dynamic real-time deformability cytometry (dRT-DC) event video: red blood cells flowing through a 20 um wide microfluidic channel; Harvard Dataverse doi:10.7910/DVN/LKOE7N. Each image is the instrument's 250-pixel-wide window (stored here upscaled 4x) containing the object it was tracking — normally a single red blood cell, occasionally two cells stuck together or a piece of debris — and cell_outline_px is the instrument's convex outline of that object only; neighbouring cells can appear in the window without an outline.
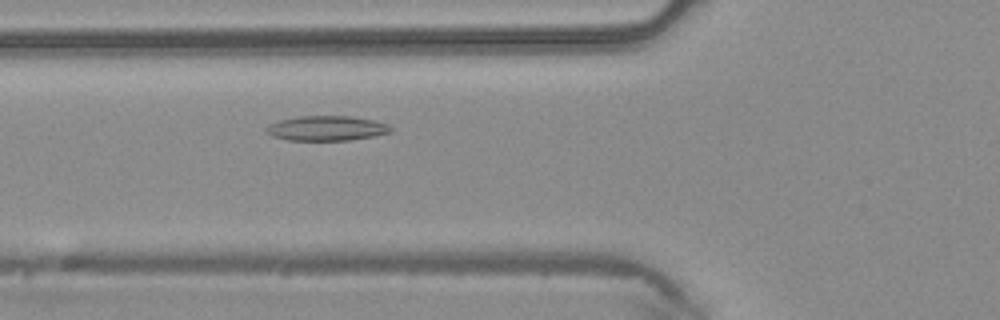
{"species": "common noctule bat (a hibernating species)", "species_latin": "Nyctalus noctula", "temperature_condition": "warm", "stored_images_in_passage": 38, "camera_frame_rate_fps": 3000, "um_per_image_px": 0.085, "animal": {"sex": "male", "body_mass_g": 20.4}, "frame": {"image": 1, "passage_image": 8, "time_ms": 2.333, "image_size_px": [1000, 320], "cell_outline_px": [[396, 128], [392, 132], [372, 136], [348, 140], [288, 140], [272, 136], [264, 128], [268, 124], [280, 120], [300, 116], [352, 116], [376, 120], [388, 124]], "centroid_in_image_um": [27.81, 10.89], "position_along_channel_um": 98.0, "area_um2": 18.15}}
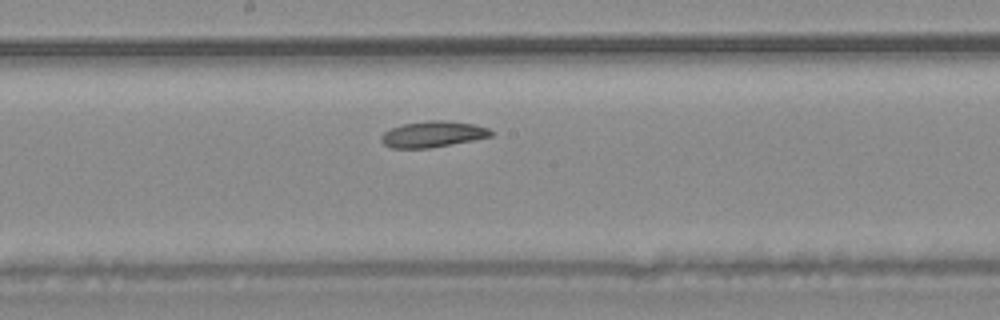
{"frame": {"image": 2, "passage_image": 16, "time_ms": 5.0, "image_size_px": [1000, 320], "cell_outline_px": [[492, 136], [472, 140], [428, 148], [392, 148], [384, 144], [380, 140], [380, 136], [384, 132], [392, 128], [404, 124], [428, 120], [448, 120], [472, 124], [488, 128], [492, 132]], "centroid_in_image_um": [36.76, 11.4], "position_along_channel_um": 211.4, "area_um2": 16.47}}
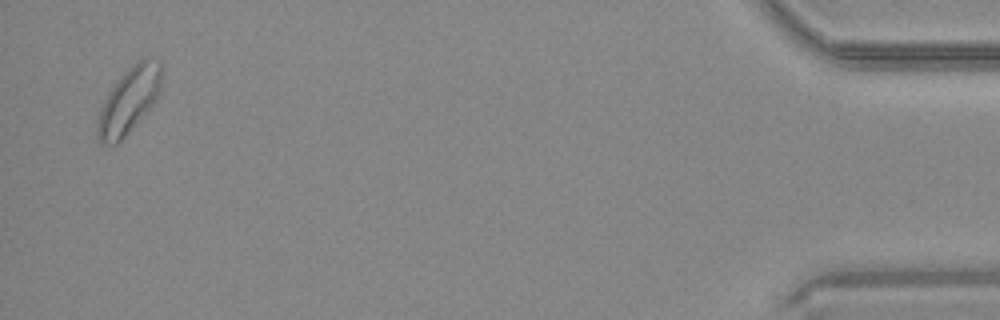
{"frame": {"image": 3, "passage_image": 37, "time_ms": 12.0, "image_size_px": [1000, 320], "cell_outline_px": [[160, 92], [156, 100], [124, 136], [116, 144], [104, 144], [96, 140], [96, 124], [100, 108], [108, 92], [128, 68], [136, 60], [144, 56], [160, 60]], "centroid_in_image_um": [10.93, 8.51], "position_along_channel_um": 424.3, "area_um2": 24.39}}